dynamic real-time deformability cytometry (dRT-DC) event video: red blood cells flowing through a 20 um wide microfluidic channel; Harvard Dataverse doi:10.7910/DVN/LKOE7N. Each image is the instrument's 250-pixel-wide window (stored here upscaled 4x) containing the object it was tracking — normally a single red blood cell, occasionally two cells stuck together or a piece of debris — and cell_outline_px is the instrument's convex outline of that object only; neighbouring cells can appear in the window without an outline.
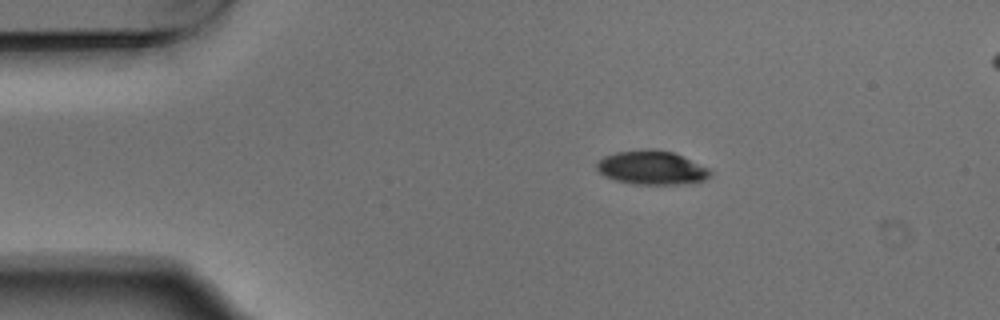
{"species": "Egyptian fruit bat (a non-hibernating species)", "species_latin": "Rousettus aegyptiacus", "temperature_condition": "warm", "stored_images_in_passage": 12, "camera_frame_rate_fps": 3000, "um_per_image_px": 0.085, "animal": {"sex": "male"}, "frame": {"image": 1, "passage_image": 1, "time_ms": 0.0, "image_size_px": [1000, 320], "cell_outline_px": [[712, 172], [704, 180], [680, 184], [636, 184], [616, 180], [604, 176], [596, 168], [596, 164], [604, 156], [616, 152], [648, 148], [652, 148], [672, 152], [708, 168]], "centroid_in_image_um": [55.36, 14.24], "position_along_channel_um": 29.6, "area_um2": 22.14}}
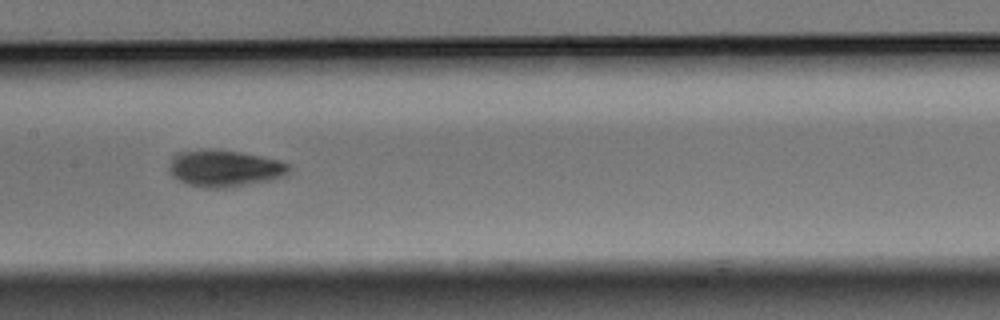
{"frame": {"image": 2, "passage_image": 6, "time_ms": 1.667, "image_size_px": [1000, 320], "cell_outline_px": [[288, 176], [272, 180], [224, 188], [200, 188], [184, 184], [172, 176], [168, 172], [168, 168], [172, 160], [180, 152], [240, 152], [280, 160], [288, 164]], "centroid_in_image_um": [19.12, 14.38], "position_along_channel_um": 188.3, "area_um2": 25.03}}
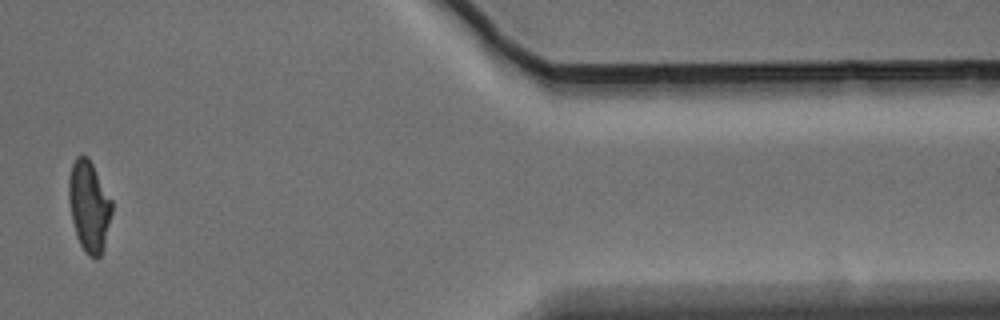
{"frame": {"image": 3, "passage_image": 11, "time_ms": 3.333, "image_size_px": [1000, 320], "cell_outline_px": [[112, 212], [104, 244], [100, 256], [96, 260], [88, 256], [84, 252], [76, 236], [72, 220], [68, 200], [68, 176], [72, 164], [76, 156], [88, 156], [112, 200]], "centroid_in_image_um": [7.55, 17.53], "position_along_channel_um": 403.9, "area_um2": 22.95}}